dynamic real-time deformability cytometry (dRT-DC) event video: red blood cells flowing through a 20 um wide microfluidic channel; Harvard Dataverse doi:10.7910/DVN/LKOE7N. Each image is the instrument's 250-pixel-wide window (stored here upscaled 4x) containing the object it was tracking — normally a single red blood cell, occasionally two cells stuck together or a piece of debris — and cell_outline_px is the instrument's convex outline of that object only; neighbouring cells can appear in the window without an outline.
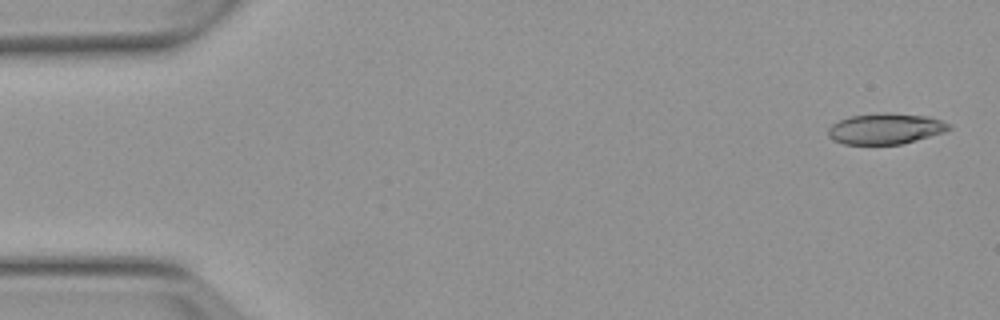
{"species": "Egyptian fruit bat (a non-hibernating species)", "species_latin": "Rousettus aegyptiacus", "temperature_condition": "warm", "stored_images_in_passage": 7, "camera_frame_rate_fps": 3000, "um_per_image_px": 0.085, "animal": {"sex": "female"}, "frame": {"image": 1, "passage_image": 1, "time_ms": 0.0, "image_size_px": [1000, 320], "cell_outline_px": [[952, 128], [944, 132], [900, 144], [844, 144], [832, 140], [828, 136], [828, 128], [832, 124], [840, 120], [852, 116], [884, 112], [928, 116], [940, 120], [948, 124]], "centroid_in_image_um": [75.24, 10.94], "position_along_channel_um": 9.8, "area_um2": 21.5}}
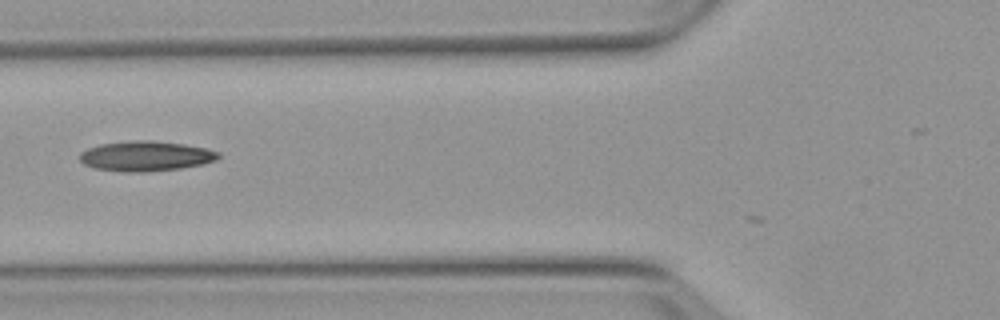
{"frame": {"image": 2, "passage_image": 6, "time_ms": 6.0, "image_size_px": [1000, 320], "cell_outline_px": [[220, 156], [216, 160], [200, 164], [180, 168], [144, 172], [124, 172], [96, 168], [84, 164], [80, 160], [80, 152], [88, 148], [100, 144], [136, 140], [152, 140], [184, 144], [208, 148], [220, 152]], "centroid_in_image_um": [12.4, 13.26], "position_along_channel_um": 113.4, "area_um2": 24.22}}
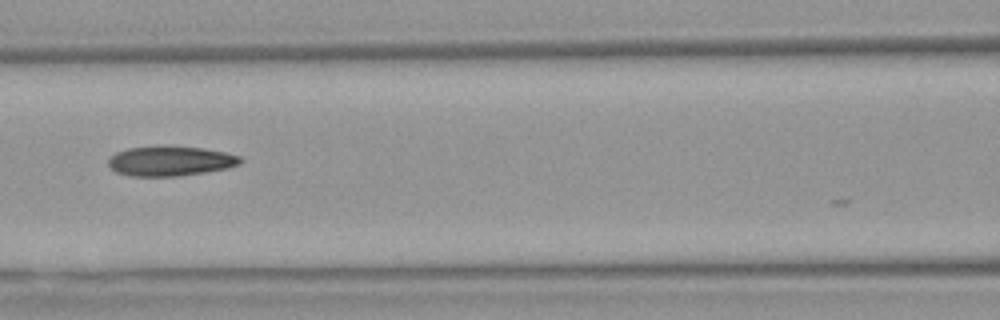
{"frame": {"image": 3, "passage_image": 7, "time_ms": 7.0, "image_size_px": [1000, 320], "cell_outline_px": [[244, 160], [240, 164], [228, 168], [204, 172], [176, 176], [132, 176], [116, 172], [108, 164], [108, 160], [116, 152], [128, 148], [204, 148], [224, 152], [240, 156]], "centroid_in_image_um": [14.51, 13.72], "position_along_channel_um": 152.1, "area_um2": 22.2}}